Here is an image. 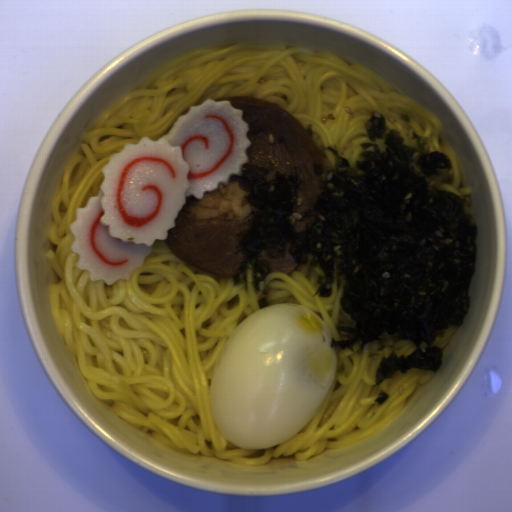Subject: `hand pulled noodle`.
<instances>
[{"mask_svg":"<svg viewBox=\"0 0 512 512\" xmlns=\"http://www.w3.org/2000/svg\"><path fill=\"white\" fill-rule=\"evenodd\" d=\"M250 94L274 101L303 124L328 155L355 166L362 142L371 140L365 125L380 111L386 125L405 144L416 145L407 123L428 138L430 151L445 153L452 170L427 180L431 189L465 198L472 214L471 185L461 187L459 155L441 138L442 120L396 89L372 69L347 62L325 49L283 41L214 43L184 52L155 69L129 90L82 133L70 154L50 204L46 236L48 300L54 326L62 336L92 395L109 405L135 430L177 453L205 455L235 464L266 465L271 458L295 455L305 461L325 449L353 446L394 420L408 398L437 371L395 372L375 385L383 357L378 344L354 350L331 348L335 374L314 417L293 437L269 449H242L227 441L215 425L210 389L218 354L227 338L249 316L273 303L305 307L328 325L332 339L343 341L336 326H356L344 313L340 287L330 297H313L324 274L308 264L289 274L271 272L255 295L252 265L247 285L233 284L178 259L165 239H155L152 253L130 279L108 284L90 280L78 270L79 253L70 230L78 209L99 196L102 170L112 153L141 137L167 135L176 120L207 99Z\"/></svg>","mask_w":512,"mask_h":512,"instance_id":"14784b9a","label":"hand pulled noodle"},{"mask_svg":"<svg viewBox=\"0 0 512 512\" xmlns=\"http://www.w3.org/2000/svg\"><path fill=\"white\" fill-rule=\"evenodd\" d=\"M459 329V326H453L450 327L449 330L442 336L436 338L433 347H438L441 350L446 347V345L450 342V340L453 338L454 334Z\"/></svg>","mask_w":512,"mask_h":512,"instance_id":"772679e5","label":"hand pulled noodle"}]
</instances>
